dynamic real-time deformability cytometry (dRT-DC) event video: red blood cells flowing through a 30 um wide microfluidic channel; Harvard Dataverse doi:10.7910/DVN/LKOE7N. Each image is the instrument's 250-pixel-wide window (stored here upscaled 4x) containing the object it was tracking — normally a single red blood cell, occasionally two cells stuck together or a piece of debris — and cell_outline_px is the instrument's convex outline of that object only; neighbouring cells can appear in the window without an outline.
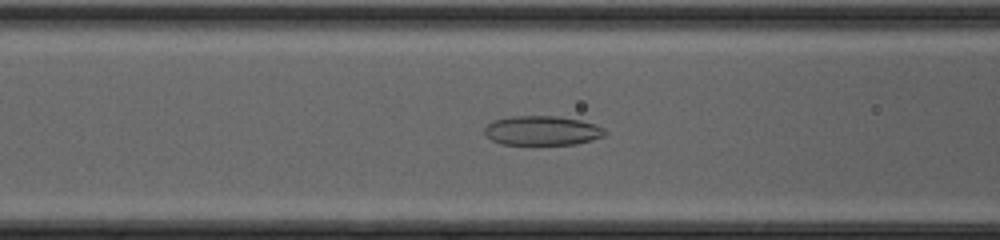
{"species": "common noctule bat (a hibernating species)", "species_latin": "Nyctalus noctula", "temperature_condition": "cold", "stored_images_in_passage": 50, "camera_frame_rate_fps": 3000, "um_per_image_px": 0.085, "animal": {"sex": "female", "body_mass_g": 20.0, "forearm_length_mm": 54.0}, "frame": {"image": 1, "passage_image": 23, "time_ms": 7.333, "image_size_px": [1000, 240], "cell_outline_px": [[608, 132], [604, 136], [592, 140], [576, 144], [500, 144], [492, 140], [484, 132], [484, 128], [488, 124], [496, 120], [512, 116], [560, 116], [580, 120], [604, 128]], "centroid_in_image_um": [46.11, 11.1], "position_along_channel_um": 120.5, "area_um2": 20.52}}
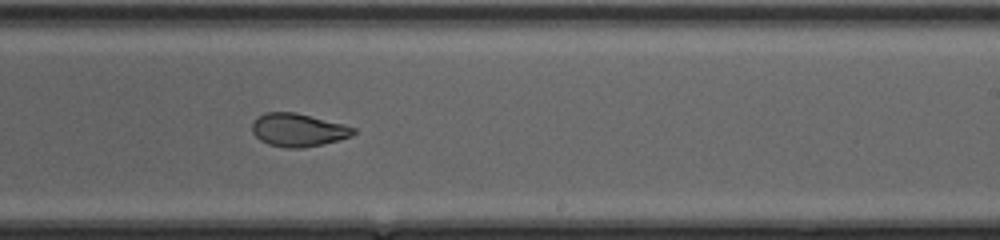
{"frame": {"image": 2, "passage_image": 33, "time_ms": 10.667, "image_size_px": [1000, 240], "cell_outline_px": [[356, 132], [352, 136], [340, 140], [324, 144], [304, 148], [288, 148], [268, 144], [260, 140], [252, 132], [252, 124], [256, 116], [264, 112], [296, 112], [344, 124], [356, 128]], "centroid_in_image_um": [25.35, 11.04], "position_along_channel_um": 263.6, "area_um2": 19.83}}
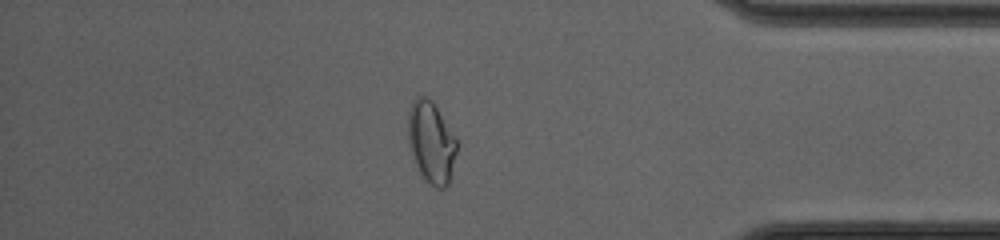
{"frame": {"image": 3, "passage_image": 44, "time_ms": 14.333, "image_size_px": [1000, 240], "cell_outline_px": [[460, 144], [448, 184], [444, 188], [436, 188], [424, 180], [412, 160], [408, 140], [408, 112], [416, 96], [428, 96], [432, 100], [456, 136]], "centroid_in_image_um": [36.67, 12.1], "position_along_channel_um": 398.5, "area_um2": 23.81}, "authors_computed_cell_mechanics": {"area_um2": 23.2934, "velocity_mm_per_s": 4.2951, "shape_relaxation_time_tau1_ms": null, "shape_relaxation_time_tau2_ms": 1.5195, "deformation_change_tau1": null, "deformation_change_tau2": 0.0685}}